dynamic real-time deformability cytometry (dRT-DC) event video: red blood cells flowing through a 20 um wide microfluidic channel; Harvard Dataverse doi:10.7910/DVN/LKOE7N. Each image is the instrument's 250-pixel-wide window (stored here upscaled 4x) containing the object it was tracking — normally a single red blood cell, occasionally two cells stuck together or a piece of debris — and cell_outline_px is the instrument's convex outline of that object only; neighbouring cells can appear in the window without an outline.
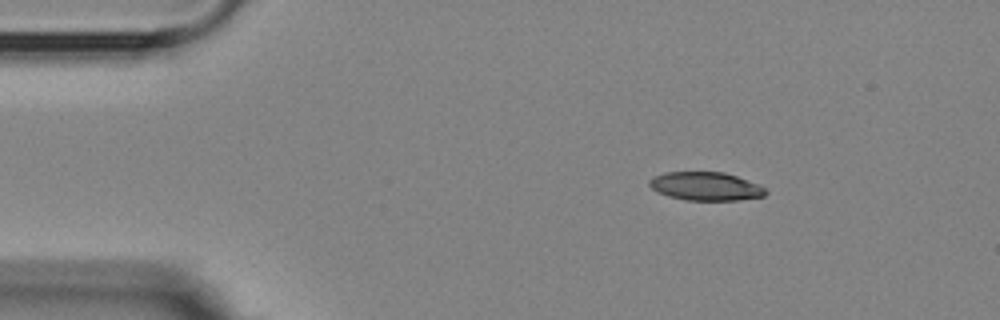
{"species": "Egyptian fruit bat (a non-hibernating species)", "species_latin": "Rousettus aegyptiacus", "temperature_condition": "room temperature", "stored_images_in_passage": 4, "camera_frame_rate_fps": 3000, "um_per_image_px": 0.085, "animal": {"sex": "female"}, "frame": {"image": 1, "passage_image": 1, "time_ms": 0.0, "image_size_px": [1000, 320], "cell_outline_px": [[768, 192], [764, 196], [736, 200], [684, 200], [668, 196], [652, 188], [648, 184], [648, 180], [652, 176], [664, 172], [724, 172], [760, 184]], "centroid_in_image_um": [59.97, 15.82], "position_along_channel_um": 25.0, "area_um2": 19.31}}